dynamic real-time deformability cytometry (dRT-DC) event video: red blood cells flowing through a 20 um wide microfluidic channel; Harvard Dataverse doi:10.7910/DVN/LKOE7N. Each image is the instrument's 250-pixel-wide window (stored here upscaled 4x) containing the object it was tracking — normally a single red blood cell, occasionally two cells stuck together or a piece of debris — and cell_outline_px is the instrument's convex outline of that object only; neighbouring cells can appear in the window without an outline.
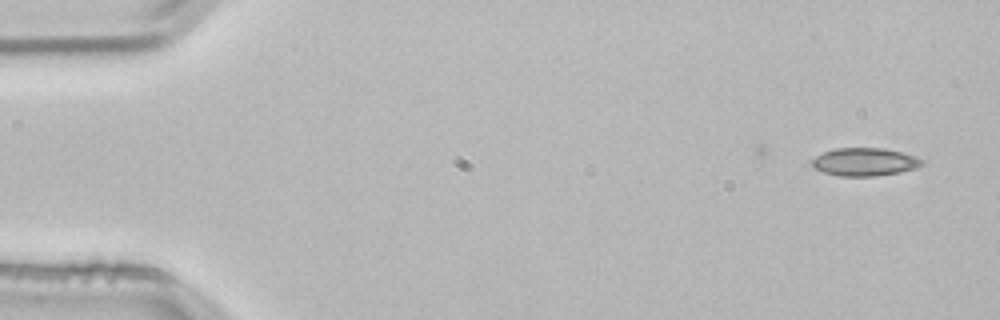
{"species": "common noctule bat (a hibernating species)", "species_latin": "Nyctalus noctula", "temperature_condition": "room temperature", "stored_images_in_passage": 4, "camera_frame_rate_fps": 3000, "um_per_image_px": 0.085, "animal": {"sex": "male", "body_mass_g": 21.5, "forearm_length_mm": 52.0}, "frame": {"image": 1, "passage_image": 1, "time_ms": 0.0, "image_size_px": [1000, 320], "cell_outline_px": [[924, 164], [916, 168], [900, 172], [876, 176], [840, 176], [824, 172], [812, 168], [812, 160], [816, 156], [824, 152], [836, 148], [884, 148], [916, 156], [924, 160]], "centroid_in_image_um": [73.51, 13.76], "position_along_channel_um": 11.5, "area_um2": 17.98}}
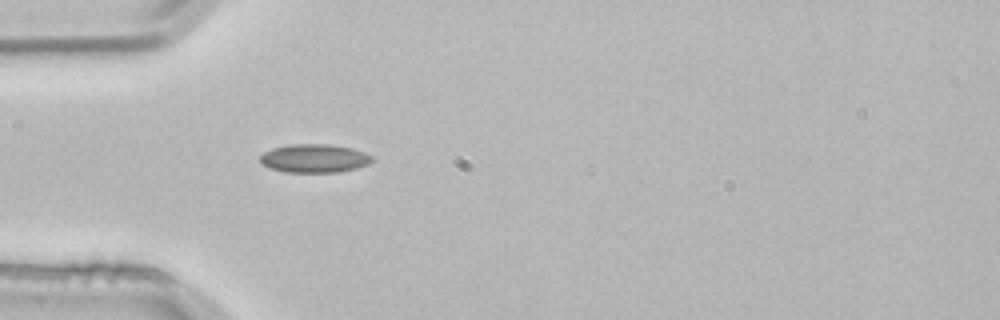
{"frame": {"image": 2, "passage_image": 4, "time_ms": 1.0, "image_size_px": [1000, 320], "cell_outline_px": [[372, 160], [368, 164], [356, 168], [336, 172], [284, 172], [268, 168], [260, 164], [260, 156], [264, 152], [272, 148], [288, 144], [328, 144], [352, 148], [364, 152], [372, 156]], "centroid_in_image_um": [26.67, 13.46], "position_along_channel_um": 58.3, "area_um2": 18.67}}